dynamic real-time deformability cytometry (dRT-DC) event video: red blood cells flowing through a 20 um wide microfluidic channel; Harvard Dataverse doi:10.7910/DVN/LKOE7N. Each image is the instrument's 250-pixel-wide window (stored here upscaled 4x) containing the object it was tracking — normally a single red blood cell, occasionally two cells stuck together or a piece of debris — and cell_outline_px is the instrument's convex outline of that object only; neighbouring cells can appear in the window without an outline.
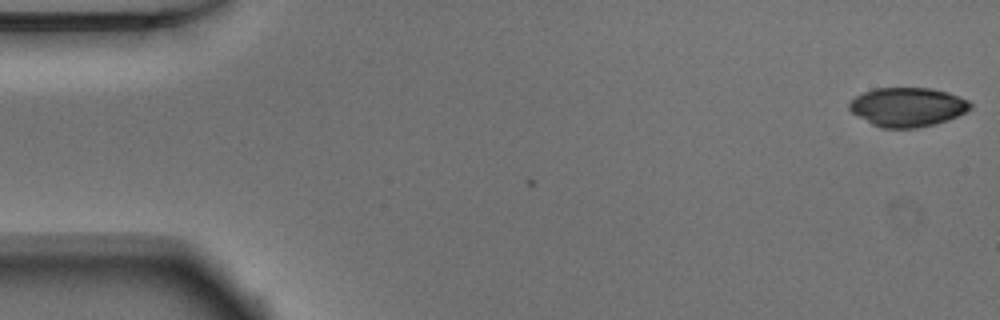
{"species": "Egyptian fruit bat (a non-hibernating species)", "species_latin": "Rousettus aegyptiacus", "temperature_condition": "warm", "stored_images_in_passage": 2, "camera_frame_rate_fps": 3000, "um_per_image_px": 0.085, "animal": {"sex": "male"}, "frame": {"image": 1, "passage_image": 2, "time_ms": 0.333, "image_size_px": [1000, 320], "cell_outline_px": [[972, 108], [948, 120], [936, 124], [916, 128], [880, 128], [872, 124], [852, 112], [848, 108], [848, 104], [856, 96], [872, 88], [932, 88], [948, 92], [968, 100], [972, 104]], "centroid_in_image_um": [77.14, 9.09], "position_along_channel_um": 7.9, "area_um2": 27.57}}